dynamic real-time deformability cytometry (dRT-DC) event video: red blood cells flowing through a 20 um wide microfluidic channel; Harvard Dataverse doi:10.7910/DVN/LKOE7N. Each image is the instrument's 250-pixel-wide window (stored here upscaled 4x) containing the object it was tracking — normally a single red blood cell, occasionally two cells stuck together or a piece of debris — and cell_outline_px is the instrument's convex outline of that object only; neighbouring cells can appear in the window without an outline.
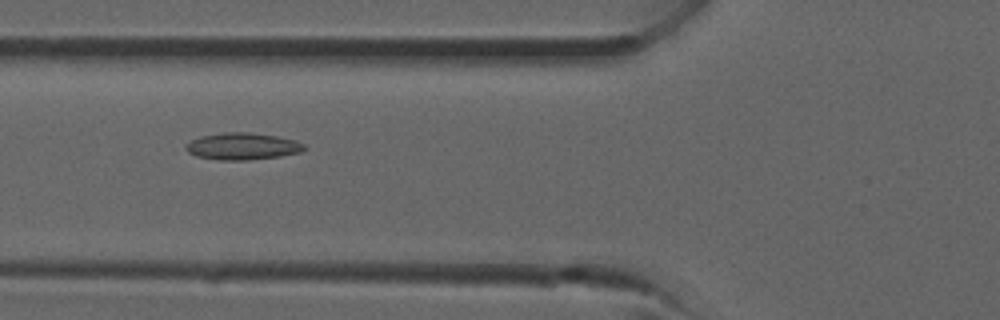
{"species": "common noctule bat (a hibernating species)", "species_latin": "Nyctalus noctula", "temperature_condition": "room temperature", "stored_images_in_passage": 32, "camera_frame_rate_fps": 3000, "um_per_image_px": 0.085, "animal": {"sex": "male", "forearm_length_mm": 52.5}, "frame": {"image": 1, "passage_image": 9, "time_ms": 2.667, "image_size_px": [1000, 320], "cell_outline_px": [[308, 148], [300, 152], [280, 156], [248, 160], [220, 160], [196, 156], [188, 152], [184, 148], [184, 144], [200, 136], [224, 132], [248, 132], [276, 136], [296, 140], [304, 144]], "centroid_in_image_um": [20.6, 12.43], "position_along_channel_um": 105.2, "area_um2": 18.67}}
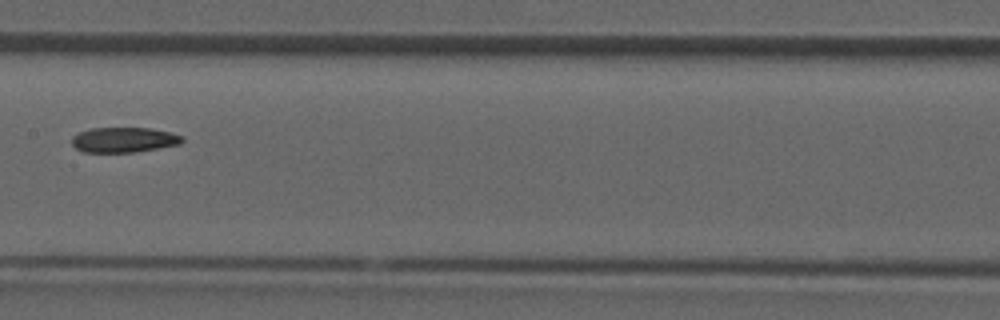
{"frame": {"image": 2, "passage_image": 14, "time_ms": 4.333, "image_size_px": [1000, 320], "cell_outline_px": [[184, 140], [180, 144], [132, 152], [84, 152], [76, 148], [72, 144], [72, 136], [80, 132], [92, 128], [148, 128], [168, 132], [184, 136]], "centroid_in_image_um": [10.52, 11.88], "position_along_channel_um": 196.9, "area_um2": 15.95}}
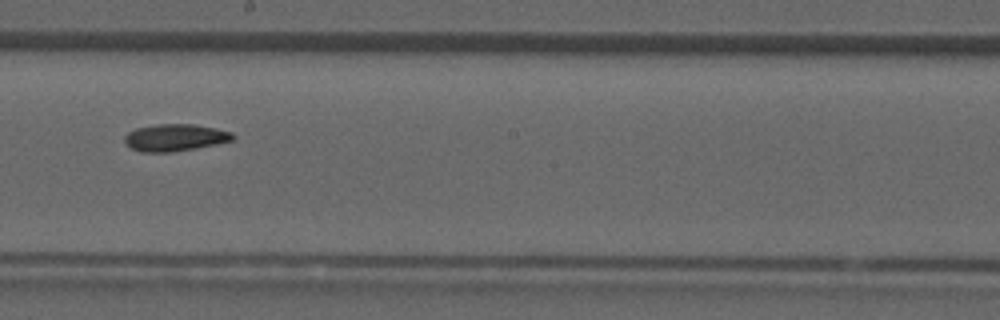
{"frame": {"image": 3, "passage_image": 16, "time_ms": 5.0, "image_size_px": [1000, 320], "cell_outline_px": [[236, 136], [232, 140], [216, 144], [196, 148], [172, 152], [140, 152], [128, 148], [124, 140], [124, 136], [128, 132], [136, 128], [156, 124], [192, 124], [216, 128], [232, 132]], "centroid_in_image_um": [14.85, 11.7], "position_along_channel_um": 233.4, "area_um2": 17.22}}